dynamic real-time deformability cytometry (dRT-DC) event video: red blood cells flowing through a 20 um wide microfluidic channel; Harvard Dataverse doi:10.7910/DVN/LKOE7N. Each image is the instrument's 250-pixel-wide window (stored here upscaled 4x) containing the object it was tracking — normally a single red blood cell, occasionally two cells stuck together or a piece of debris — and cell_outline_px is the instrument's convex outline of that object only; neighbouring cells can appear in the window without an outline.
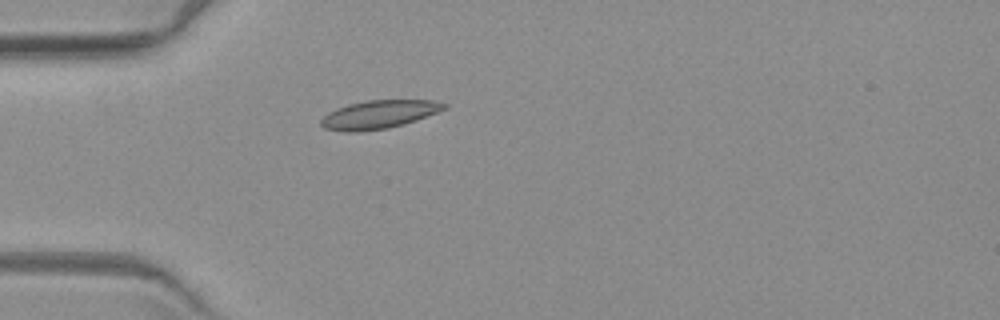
{"species": "common noctule bat (a hibernating species)", "species_latin": "Nyctalus noctula", "temperature_condition": "warm", "stored_images_in_passage": 5, "camera_frame_rate_fps": 3000, "um_per_image_px": 0.085, "animal": {"sex": "female", "body_mass_g": 19.3, "forearm_length_mm": 54.1}, "frame": {"image": 1, "passage_image": 4, "time_ms": 5.0, "image_size_px": [1000, 320], "cell_outline_px": [[448, 108], [416, 120], [404, 124], [388, 128], [356, 132], [348, 132], [324, 128], [320, 124], [320, 120], [328, 112], [336, 108], [348, 104], [368, 100], [432, 100], [448, 104]], "centroid_in_image_um": [32.21, 9.72], "position_along_channel_um": 52.8, "area_um2": 20.35}}